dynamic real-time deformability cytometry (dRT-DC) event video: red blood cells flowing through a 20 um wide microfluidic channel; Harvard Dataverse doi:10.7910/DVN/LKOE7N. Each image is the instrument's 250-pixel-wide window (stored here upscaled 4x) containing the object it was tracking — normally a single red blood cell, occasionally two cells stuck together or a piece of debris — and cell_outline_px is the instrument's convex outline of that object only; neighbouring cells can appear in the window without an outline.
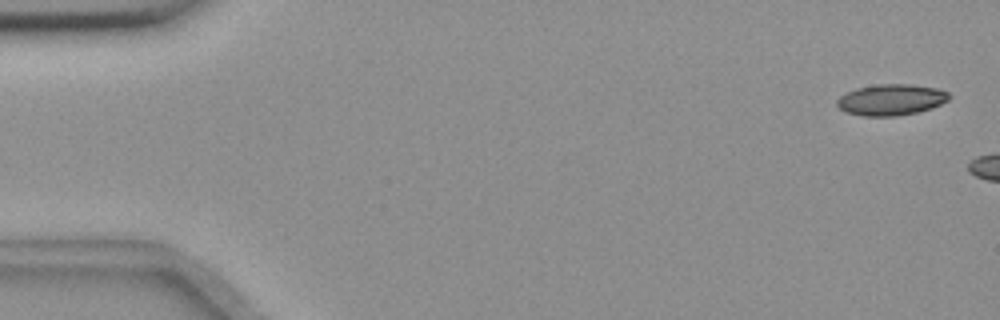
{"species": "common noctule bat (a hibernating species)", "species_latin": "Nyctalus noctula", "temperature_condition": "room temperature", "stored_images_in_passage": 3, "camera_frame_rate_fps": 3000, "um_per_image_px": 0.085, "animal": {"sex": "female", "body_mass_g": 18.4}, "frame": {"image": 1, "passage_image": 1, "time_ms": 0.0, "image_size_px": [1000, 320], "cell_outline_px": [[952, 96], [948, 100], [932, 108], [916, 112], [896, 116], [864, 116], [844, 112], [836, 104], [836, 100], [840, 96], [856, 88], [880, 84], [908, 84], [936, 88], [948, 92]], "centroid_in_image_um": [75.74, 8.48], "position_along_channel_um": 9.3, "area_um2": 20.29}}